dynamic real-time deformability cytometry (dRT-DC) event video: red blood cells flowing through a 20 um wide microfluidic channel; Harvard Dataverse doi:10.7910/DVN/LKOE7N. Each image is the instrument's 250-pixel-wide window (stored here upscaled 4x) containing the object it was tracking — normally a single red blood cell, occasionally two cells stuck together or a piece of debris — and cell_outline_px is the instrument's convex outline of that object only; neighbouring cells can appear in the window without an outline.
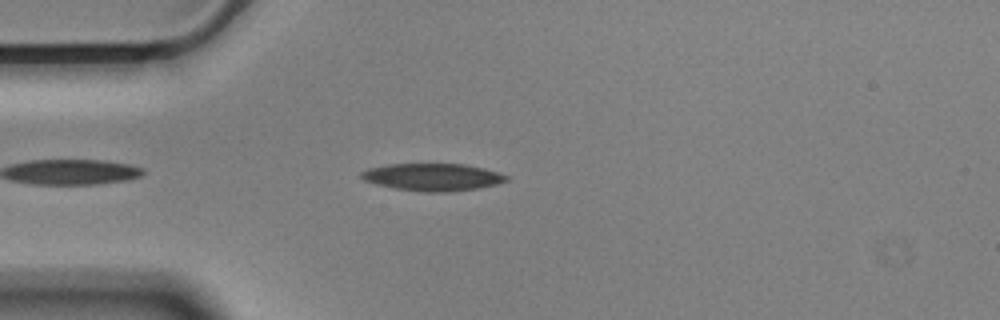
{"species": "Egyptian fruit bat (a non-hibernating species)", "species_latin": "Rousettus aegyptiacus", "temperature_condition": "cold", "stored_images_in_passage": 9, "camera_frame_rate_fps": 3000, "um_per_image_px": 0.085, "animal": {"sex": "male"}, "frame": {"image": 1, "passage_image": 4, "time_ms": 1.0, "image_size_px": [1000, 320], "cell_outline_px": [[508, 180], [496, 184], [476, 188], [444, 192], [424, 192], [396, 188], [376, 184], [364, 180], [360, 176], [360, 172], [368, 168], [388, 164], [464, 164], [484, 168], [508, 176]], "centroid_in_image_um": [36.74, 15.04], "position_along_channel_um": 48.3, "area_um2": 22.89}}
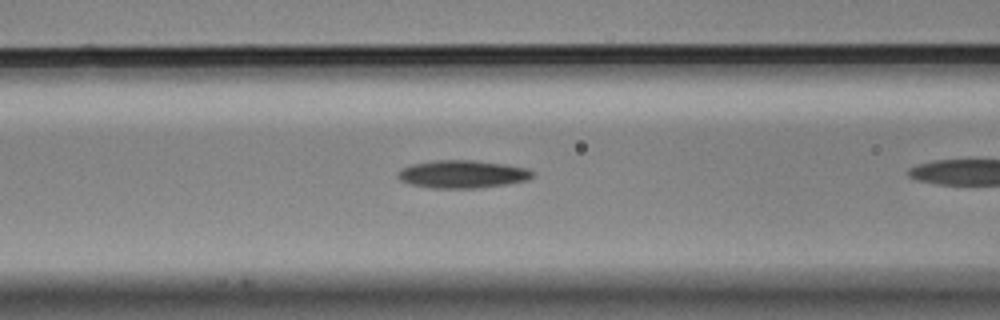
{"frame": {"image": 2, "passage_image": 8, "time_ms": 2.333, "image_size_px": [1000, 320], "cell_outline_px": [[532, 176], [524, 180], [504, 184], [476, 188], [428, 188], [408, 184], [400, 180], [396, 176], [400, 168], [412, 164], [432, 160], [476, 160], [508, 164], [528, 168], [532, 172]], "centroid_in_image_um": [39.23, 14.79], "position_along_channel_um": 127.4, "area_um2": 21.96}}